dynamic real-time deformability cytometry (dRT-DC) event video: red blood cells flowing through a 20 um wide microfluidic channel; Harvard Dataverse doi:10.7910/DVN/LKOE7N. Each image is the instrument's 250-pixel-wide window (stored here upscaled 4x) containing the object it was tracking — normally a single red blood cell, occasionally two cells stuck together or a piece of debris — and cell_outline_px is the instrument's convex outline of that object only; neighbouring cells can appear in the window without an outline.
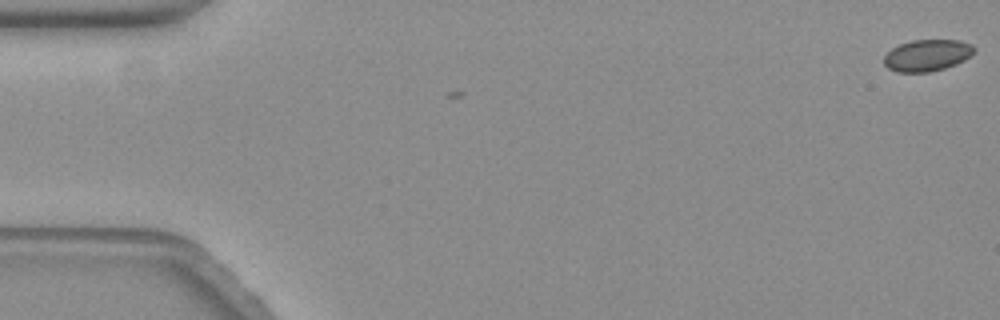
{"species": "common noctule bat (a hibernating species)", "species_latin": "Nyctalus noctula", "temperature_condition": "warm", "stored_images_in_passage": 5, "camera_frame_rate_fps": 3000, "um_per_image_px": 0.085, "animal": {"sex": "female", "body_mass_g": 19.3, "forearm_length_mm": 54.1}, "frame": {"image": 1, "passage_image": 5, "time_ms": 1.333, "image_size_px": [1000, 320], "cell_outline_px": [[976, 52], [964, 60], [956, 64], [944, 68], [928, 72], [896, 72], [888, 68], [884, 64], [884, 56], [892, 48], [900, 44], [912, 40], [960, 40], [972, 44], [976, 48]], "centroid_in_image_um": [78.83, 4.7], "position_along_channel_um": 6.2, "area_um2": 16.7}}